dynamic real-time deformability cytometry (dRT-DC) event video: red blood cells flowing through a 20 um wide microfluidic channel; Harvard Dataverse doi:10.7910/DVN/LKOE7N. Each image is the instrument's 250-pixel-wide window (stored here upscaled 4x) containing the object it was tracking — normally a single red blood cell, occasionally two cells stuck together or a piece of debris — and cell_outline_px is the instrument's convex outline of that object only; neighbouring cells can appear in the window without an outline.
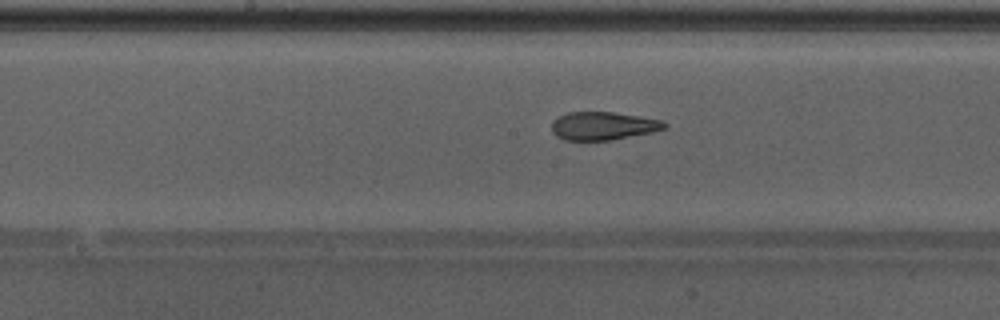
{"species": "Egyptian fruit bat (a non-hibernating species)", "species_latin": "Rousettus aegyptiacus", "temperature_condition": "warm", "stored_images_in_passage": 33, "camera_frame_rate_fps": 3000, "um_per_image_px": 0.085, "animal": {"sex": "male"}, "frame": {"image": 1, "passage_image": 10, "time_ms": 3.0, "image_size_px": [1000, 320], "cell_outline_px": [[668, 128], [652, 132], [612, 140], [564, 140], [556, 136], [552, 132], [552, 120], [568, 112], [612, 112], [660, 120], [668, 124]], "centroid_in_image_um": [51.25, 10.71], "position_along_channel_um": 196.9, "area_um2": 18.44}, "authors_computed_cell_mechanics": {"area_um2": 19.3052, "velocity_mm_per_s": 4.3186, "shape_relaxation_time_tau1_ms": null, "shape_relaxation_time_tau2_ms": 1.1058, "deformation_change_tau1": null, "deformation_change_tau2": 0.0975}}